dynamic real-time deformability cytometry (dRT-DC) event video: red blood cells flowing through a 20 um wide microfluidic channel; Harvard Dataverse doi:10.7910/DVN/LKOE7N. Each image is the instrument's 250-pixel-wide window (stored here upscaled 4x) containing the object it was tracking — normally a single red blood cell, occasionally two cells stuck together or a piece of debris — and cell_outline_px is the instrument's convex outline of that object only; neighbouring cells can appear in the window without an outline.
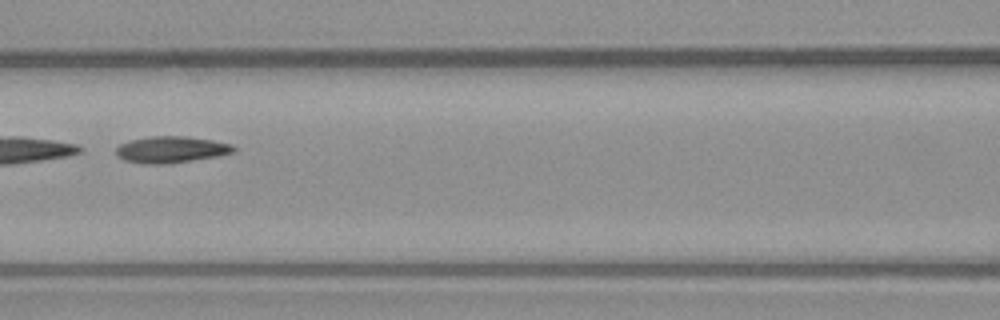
{"species": "common noctule bat (a hibernating species)", "species_latin": "Nyctalus noctula", "temperature_condition": "warm", "stored_images_in_passage": 27, "camera_frame_rate_fps": 3000, "um_per_image_px": 0.085, "animal": {"sex": "male", "body_mass_g": 23.1, "forearm_length_mm": 52.7}, "frame": {"image": 1, "passage_image": 23, "time_ms": 7.333, "image_size_px": [1000, 320], "cell_outline_px": [[236, 152], [216, 156], [168, 164], [144, 164], [124, 160], [116, 156], [116, 148], [120, 144], [132, 140], [152, 136], [184, 136], [212, 140], [232, 144], [236, 148]], "centroid_in_image_um": [14.55, 12.72], "position_along_channel_um": 152.1, "area_um2": 18.15}}